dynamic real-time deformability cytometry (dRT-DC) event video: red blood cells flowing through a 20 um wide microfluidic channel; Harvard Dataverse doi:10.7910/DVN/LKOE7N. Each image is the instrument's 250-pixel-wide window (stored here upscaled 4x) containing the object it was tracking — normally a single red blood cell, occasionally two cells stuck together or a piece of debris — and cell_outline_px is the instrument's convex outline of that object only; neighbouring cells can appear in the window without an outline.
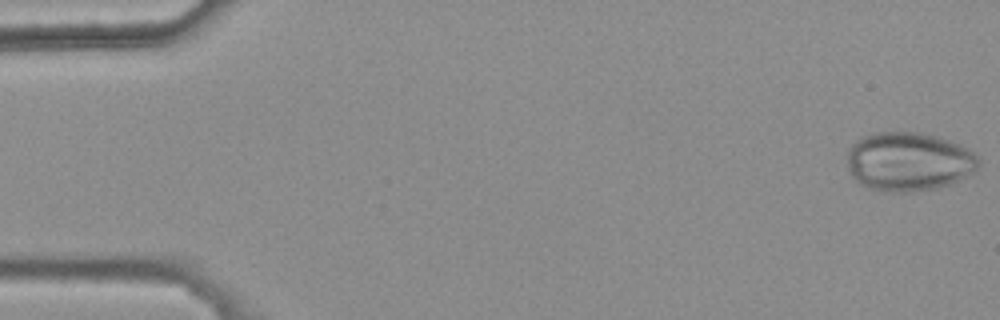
{"species": "common noctule bat (a hibernating species)", "species_latin": "Nyctalus noctula", "temperature_condition": "warm", "stored_images_in_passage": 14, "camera_frame_rate_fps": 3000, "um_per_image_px": 0.085, "animal": {"sex": "female", "body_mass_g": 25.1}, "frame": {"image": 1, "passage_image": 1, "time_ms": 0.0, "image_size_px": [1000, 320], "cell_outline_px": [[980, 164], [972, 172], [960, 180], [952, 184], [936, 188], [912, 192], [896, 192], [868, 188], [860, 184], [852, 176], [848, 168], [848, 148], [860, 136], [876, 132], [920, 132], [936, 136], [948, 140], [968, 148], [980, 160]], "centroid_in_image_um": [77.22, 13.73], "position_along_channel_um": 7.8, "area_um2": 45.32}}